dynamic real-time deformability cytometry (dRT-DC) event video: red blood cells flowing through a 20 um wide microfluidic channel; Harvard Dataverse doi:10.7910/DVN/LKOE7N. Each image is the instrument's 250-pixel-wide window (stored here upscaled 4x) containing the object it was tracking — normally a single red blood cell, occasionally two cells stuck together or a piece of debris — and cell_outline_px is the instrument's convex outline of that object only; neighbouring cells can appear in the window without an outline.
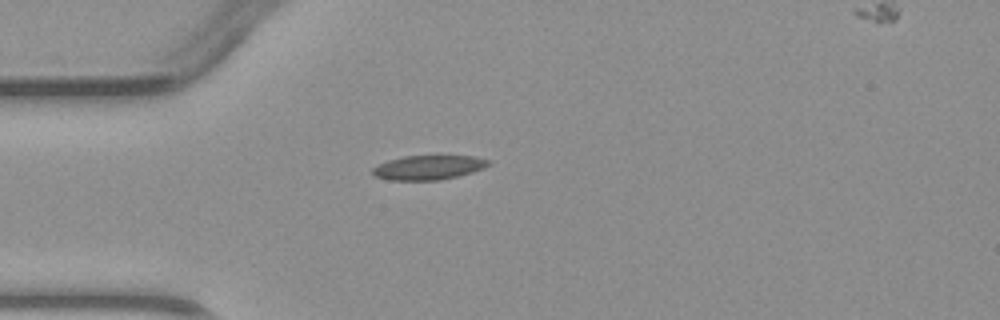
{"species": "common noctule bat (a hibernating species)", "species_latin": "Nyctalus noctula", "temperature_condition": "warm", "stored_images_in_passage": 2, "camera_frame_rate_fps": 3000, "um_per_image_px": 0.085, "animal": {"sex": "male", "body_mass_g": 23.1, "forearm_length_mm": 52.7}, "frame": {"image": 1, "passage_image": 1, "time_ms": 0.0, "image_size_px": [1000, 320], "cell_outline_px": [[488, 164], [484, 168], [472, 172], [440, 180], [388, 180], [376, 176], [372, 172], [372, 168], [388, 160], [404, 156], [472, 156], [488, 160]], "centroid_in_image_um": [36.38, 14.24], "position_along_channel_um": 48.6, "area_um2": 16.18}}